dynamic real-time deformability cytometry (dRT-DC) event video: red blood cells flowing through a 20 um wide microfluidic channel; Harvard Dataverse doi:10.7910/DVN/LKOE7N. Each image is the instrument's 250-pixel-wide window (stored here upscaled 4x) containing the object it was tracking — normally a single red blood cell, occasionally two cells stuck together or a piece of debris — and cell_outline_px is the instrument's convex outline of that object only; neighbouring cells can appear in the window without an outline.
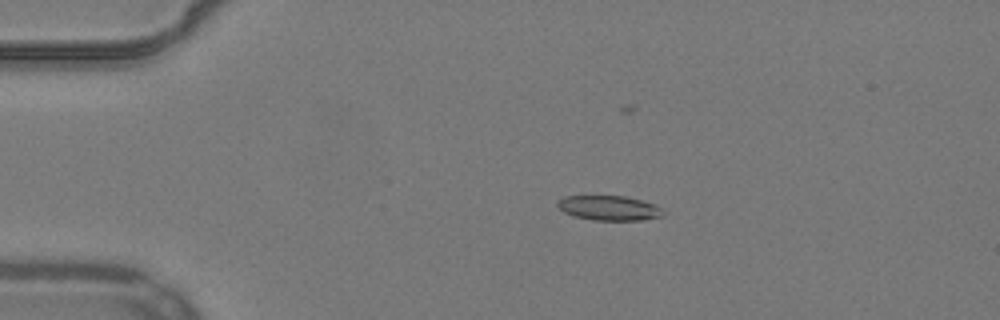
{"species": "common noctule bat (a hibernating species)", "species_latin": "Nyctalus noctula", "temperature_condition": "warm", "stored_images_in_passage": 55, "camera_frame_rate_fps": 3000, "um_per_image_px": 0.085, "animal": {"sex": "male", "body_mass_g": 19.2, "forearm_length_mm": 51.8}, "frame": {"image": 1, "passage_image": 12, "time_ms": 3.667, "image_size_px": [1000, 320], "cell_outline_px": [[664, 216], [644, 220], [592, 220], [572, 216], [564, 212], [556, 204], [564, 196], [624, 196], [656, 204], [664, 212]], "centroid_in_image_um": [51.79, 17.69], "position_along_channel_um": 33.2, "area_um2": 15.26}}
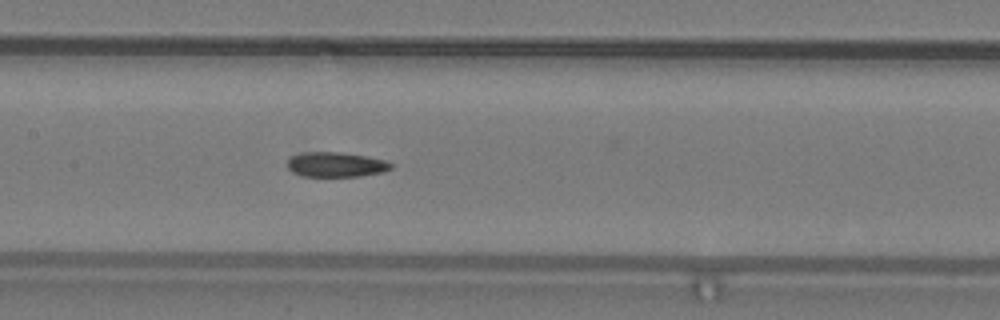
{"frame": {"image": 2, "passage_image": 27, "time_ms": 8.667, "image_size_px": [1000, 320], "cell_outline_px": [[392, 168], [384, 172], [360, 176], [304, 176], [292, 172], [288, 168], [288, 160], [292, 156], [304, 152], [340, 152], [364, 156], [384, 160], [392, 164]], "centroid_in_image_um": [28.55, 13.99], "position_along_channel_um": 178.8, "area_um2": 14.85}}
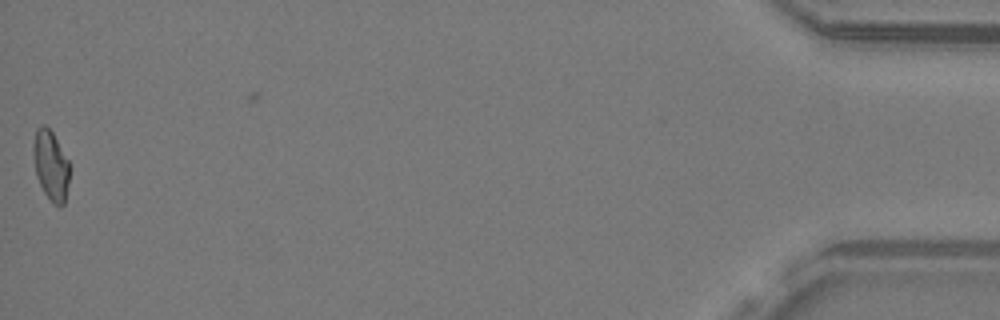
{"frame": {"image": 3, "passage_image": 54, "time_ms": 17.667, "image_size_px": [1000, 320], "cell_outline_px": [[68, 184], [64, 204], [60, 208], [44, 192], [36, 176], [32, 152], [32, 148], [36, 128], [40, 124], [44, 124], [52, 132], [68, 160]], "centroid_in_image_um": [4.29, 14.02], "position_along_channel_um": 430.9, "area_um2": 14.57}, "authors_computed_cell_mechanics": {"area_um2": 15.2592, "velocity_mm_per_s": 3.9127, "shape_relaxation_time_tau1_ms": null, "shape_relaxation_time_tau2_ms": 7.8971, "deformation_change_tau1": null, "deformation_change_tau2": 0.1095}}